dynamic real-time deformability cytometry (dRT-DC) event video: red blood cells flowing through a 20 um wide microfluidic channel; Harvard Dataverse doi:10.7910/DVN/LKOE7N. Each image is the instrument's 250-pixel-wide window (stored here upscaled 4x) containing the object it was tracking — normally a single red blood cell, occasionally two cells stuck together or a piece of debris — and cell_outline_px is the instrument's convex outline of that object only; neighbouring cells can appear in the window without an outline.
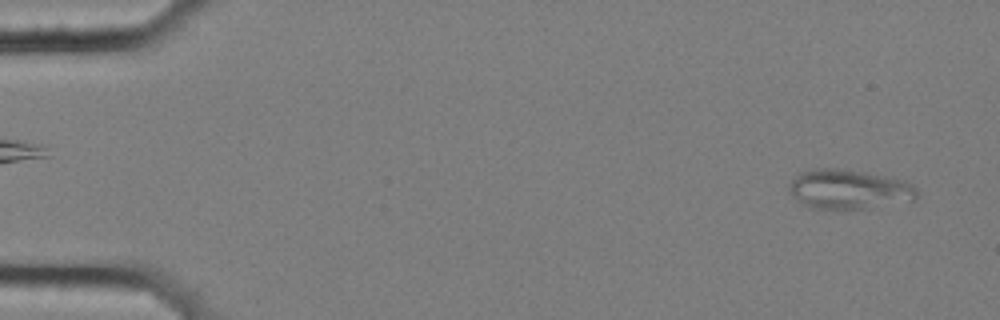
{"species": "common noctule bat (a hibernating species)", "species_latin": "Nyctalus noctula", "temperature_condition": "cold", "stored_images_in_passage": 56, "camera_frame_rate_fps": 3000, "um_per_image_px": 0.085, "animal": {"sex": "female", "body_mass_g": 25.1}, "frame": {"image": 1, "passage_image": 3, "time_ms": 0.667, "image_size_px": [1000, 320], "cell_outline_px": [[916, 200], [864, 208], [812, 208], [796, 200], [792, 196], [788, 188], [788, 184], [800, 172], [816, 168], [836, 168], [904, 180], [912, 184], [916, 188]], "centroid_in_image_um": [72.12, 16.09], "position_along_channel_um": 12.9, "area_um2": 28.9}}
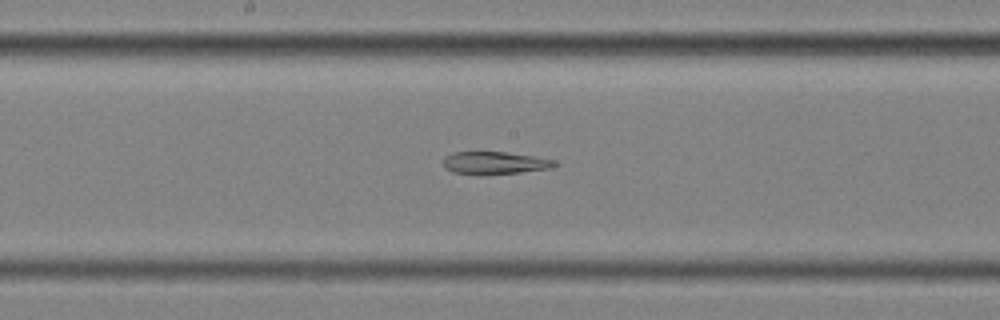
{"frame": {"image": 2, "passage_image": 30, "time_ms": 9.667, "image_size_px": [1000, 320], "cell_outline_px": [[560, 164], [552, 168], [520, 172], [480, 176], [452, 172], [444, 168], [444, 156], [452, 152], [504, 152], [532, 156], [556, 160]], "centroid_in_image_um": [42.04, 13.87], "position_along_channel_um": 206.2, "area_um2": 14.97}}
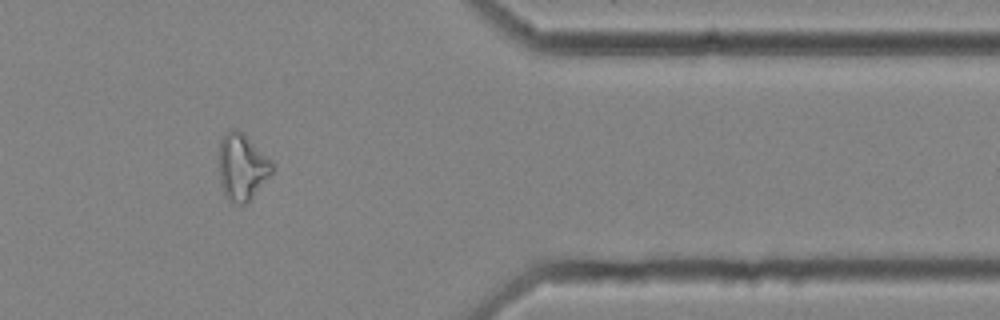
{"frame": {"image": 3, "passage_image": 47, "time_ms": 15.333, "image_size_px": [1000, 320], "cell_outline_px": [[272, 172], [248, 200], [244, 204], [240, 204], [228, 200], [220, 184], [216, 168], [220, 140], [224, 132], [232, 128], [236, 128], [272, 164]], "centroid_in_image_um": [20.44, 14.18], "position_along_channel_um": 391.0, "area_um2": 20.11}, "authors_computed_cell_mechanics": {"area_um2": 21.3571, "velocity_mm_per_s": 3.5724, "shape_relaxation_time_tau1_ms": null, "shape_relaxation_time_tau2_ms": 10.1768, "deformation_change_tau1": null, "deformation_change_tau2": 0.2024}}